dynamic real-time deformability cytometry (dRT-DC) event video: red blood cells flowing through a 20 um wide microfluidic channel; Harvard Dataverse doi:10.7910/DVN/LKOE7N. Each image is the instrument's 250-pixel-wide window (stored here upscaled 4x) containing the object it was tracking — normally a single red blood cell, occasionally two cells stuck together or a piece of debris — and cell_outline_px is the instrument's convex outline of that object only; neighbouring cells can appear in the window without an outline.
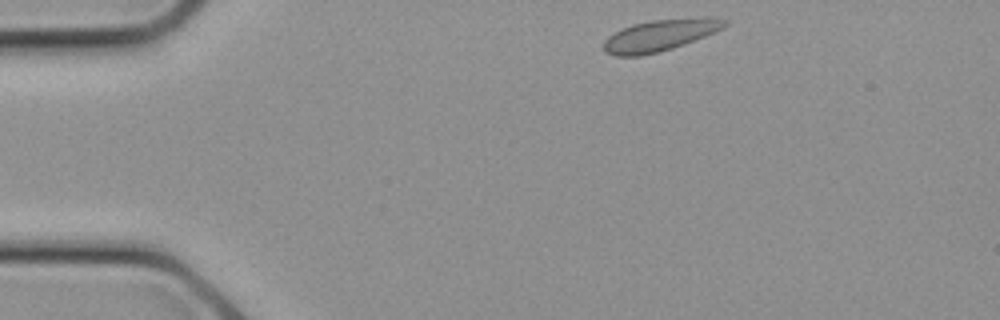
{"species": "common noctule bat (a hibernating species)", "species_latin": "Nyctalus noctula", "temperature_condition": "cold", "stored_images_in_passage": 23, "camera_frame_rate_fps": 3000, "um_per_image_px": 0.085, "animal": {"sex": "female", "body_mass_g": 21.9}, "frame": {"image": 1, "passage_image": 1, "time_ms": 0.0, "image_size_px": [1000, 320], "cell_outline_px": [[728, 24], [704, 36], [672, 48], [660, 52], [640, 56], [616, 56], [604, 52], [604, 40], [608, 36], [632, 24], [652, 20], [704, 16], [708, 16], [728, 20]], "centroid_in_image_um": [56.08, 2.99], "position_along_channel_um": 28.9, "area_um2": 22.14}}
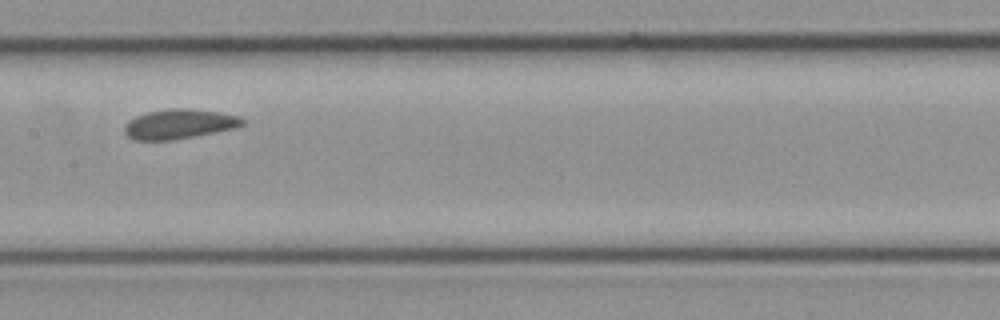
{"frame": {"image": 2, "passage_image": 10, "time_ms": 3.0, "image_size_px": [1000, 320], "cell_outline_px": [[248, 120], [244, 124], [236, 128], [196, 136], [172, 140], [132, 140], [124, 132], [124, 124], [128, 120], [136, 116], [148, 112], [168, 108], [192, 108], [220, 112], [240, 116]], "centroid_in_image_um": [15.26, 10.53], "position_along_channel_um": 192.1, "area_um2": 20.81}}
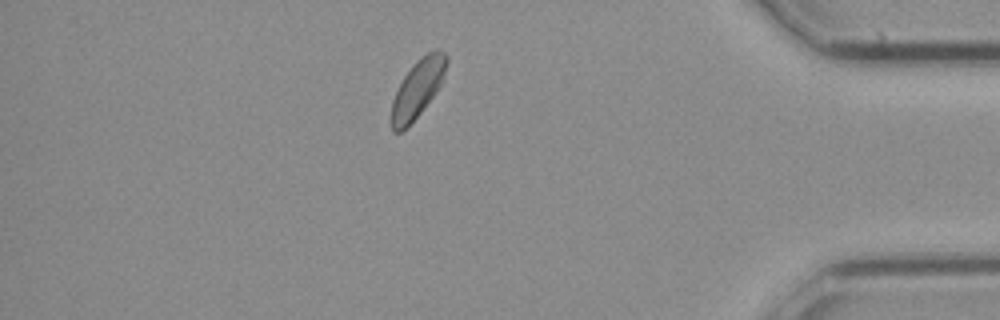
{"frame": {"image": 3, "passage_image": 20, "time_ms": 6.333, "image_size_px": [1000, 320], "cell_outline_px": [[448, 60], [440, 84], [436, 92], [420, 112], [400, 132], [392, 132], [388, 120], [392, 100], [404, 76], [412, 64], [416, 60], [428, 52], [436, 48], [440, 48], [448, 56]], "centroid_in_image_um": [35.46, 7.52], "position_along_channel_um": 399.7, "area_um2": 18.61}}